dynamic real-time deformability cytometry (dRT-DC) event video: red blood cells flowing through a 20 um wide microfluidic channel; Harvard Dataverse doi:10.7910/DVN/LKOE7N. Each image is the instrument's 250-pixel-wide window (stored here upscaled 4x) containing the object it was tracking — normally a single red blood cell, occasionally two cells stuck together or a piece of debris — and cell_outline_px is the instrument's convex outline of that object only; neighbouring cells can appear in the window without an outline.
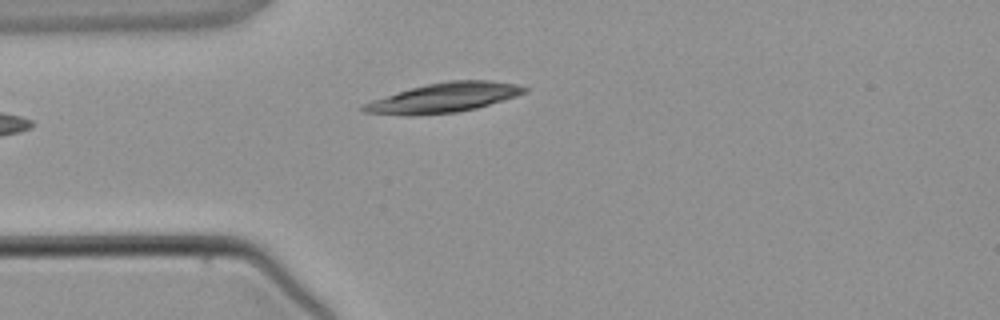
{"species": "common noctule bat (a hibernating species)", "species_latin": "Nyctalus noctula", "temperature_condition": "warm", "stored_images_in_passage": 2, "camera_frame_rate_fps": 3000, "um_per_image_px": 0.085, "animal": {"sex": "male", "body_mass_g": 21.5, "forearm_length_mm": 52.0}, "frame": {"image": 1, "passage_image": 2, "time_ms": 2.333, "image_size_px": [1000, 320], "cell_outline_px": [[528, 92], [516, 96], [476, 108], [456, 112], [416, 116], [404, 116], [360, 112], [360, 108], [364, 104], [372, 100], [412, 88], [428, 84], [448, 80], [488, 80], [516, 84], [528, 88]], "centroid_in_image_um": [37.7, 8.32], "position_along_channel_um": 47.3, "area_um2": 27.69}}